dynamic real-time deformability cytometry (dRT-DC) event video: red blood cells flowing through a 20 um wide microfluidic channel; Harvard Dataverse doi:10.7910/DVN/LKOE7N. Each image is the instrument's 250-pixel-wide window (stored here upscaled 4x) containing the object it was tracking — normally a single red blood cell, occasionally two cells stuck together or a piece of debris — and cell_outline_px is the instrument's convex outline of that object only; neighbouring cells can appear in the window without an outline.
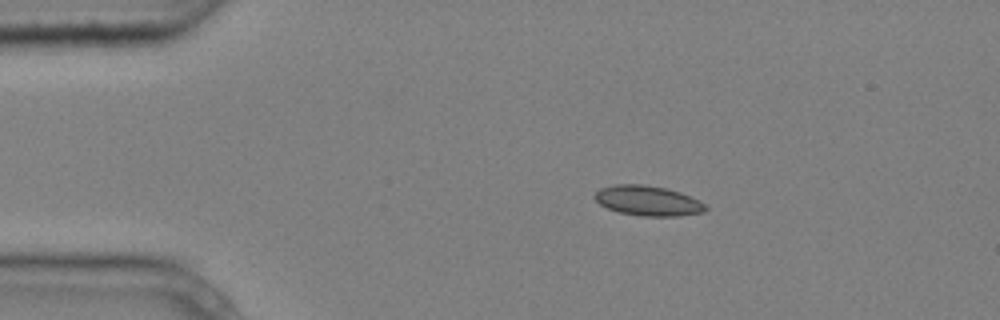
{"species": "common noctule bat (a hibernating species)", "species_latin": "Nyctalus noctula", "temperature_condition": "cold", "stored_images_in_passage": 3, "camera_frame_rate_fps": 3000, "um_per_image_px": 0.085, "animal": {"sex": "male", "body_mass_g": 20.4}, "frame": {"image": 1, "passage_image": 2, "time_ms": 0.333, "image_size_px": [1000, 320], "cell_outline_px": [[708, 208], [704, 212], [680, 216], [644, 216], [620, 212], [608, 208], [600, 204], [592, 196], [600, 188], [616, 184], [644, 184], [668, 188], [680, 192], [700, 200], [708, 204]], "centroid_in_image_um": [55.12, 17.05], "position_along_channel_um": 29.9, "area_um2": 19.59}}